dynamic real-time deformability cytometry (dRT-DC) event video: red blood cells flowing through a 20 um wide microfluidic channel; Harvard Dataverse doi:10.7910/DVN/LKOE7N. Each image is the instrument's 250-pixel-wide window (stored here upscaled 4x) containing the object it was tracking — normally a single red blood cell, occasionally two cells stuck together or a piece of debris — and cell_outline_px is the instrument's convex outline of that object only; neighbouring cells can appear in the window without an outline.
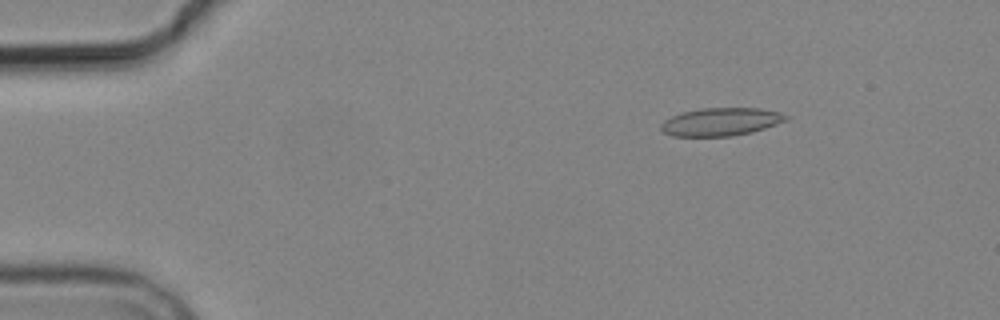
{"species": "common noctule bat (a hibernating species)", "species_latin": "Nyctalus noctula", "temperature_condition": "cold", "stored_images_in_passage": 4, "camera_frame_rate_fps": 3000, "um_per_image_px": 0.085, "animal": {"sex": "male", "body_mass_g": 19.2, "forearm_length_mm": 51.8}, "frame": {"image": 1, "passage_image": 2, "time_ms": 2.0, "image_size_px": [1000, 320], "cell_outline_px": [[788, 120], [752, 132], [732, 136], [672, 136], [664, 132], [660, 128], [660, 124], [664, 120], [680, 112], [700, 108], [760, 108], [780, 112], [788, 116]], "centroid_in_image_um": [61.26, 10.35], "position_along_channel_um": 23.7, "area_um2": 20.46}}